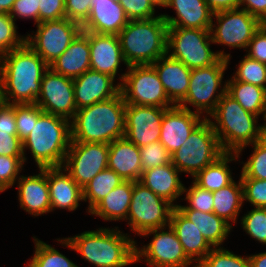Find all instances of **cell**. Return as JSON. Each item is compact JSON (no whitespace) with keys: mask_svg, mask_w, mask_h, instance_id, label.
Returning a JSON list of instances; mask_svg holds the SVG:
<instances>
[{"mask_svg":"<svg viewBox=\"0 0 266 267\" xmlns=\"http://www.w3.org/2000/svg\"><path fill=\"white\" fill-rule=\"evenodd\" d=\"M228 64L227 59L220 58L210 66L191 69L188 92L178 105L187 110H191L187 104L192 105L196 108L195 113L207 119L216 109L221 97L226 93L227 82L222 80ZM203 113H206V115Z\"/></svg>","mask_w":266,"mask_h":267,"instance_id":"ba28073f","label":"cell"},{"mask_svg":"<svg viewBox=\"0 0 266 267\" xmlns=\"http://www.w3.org/2000/svg\"><path fill=\"white\" fill-rule=\"evenodd\" d=\"M15 0H0V14H10Z\"/></svg>","mask_w":266,"mask_h":267,"instance_id":"680465c9","label":"cell"},{"mask_svg":"<svg viewBox=\"0 0 266 267\" xmlns=\"http://www.w3.org/2000/svg\"><path fill=\"white\" fill-rule=\"evenodd\" d=\"M14 21L21 19H34V25L39 23V0H15L9 14Z\"/></svg>","mask_w":266,"mask_h":267,"instance_id":"f907efd6","label":"cell"},{"mask_svg":"<svg viewBox=\"0 0 266 267\" xmlns=\"http://www.w3.org/2000/svg\"><path fill=\"white\" fill-rule=\"evenodd\" d=\"M216 19L210 28L212 42L229 48H248L255 32L262 26V22L247 11L237 8L213 13Z\"/></svg>","mask_w":266,"mask_h":267,"instance_id":"5bb4252c","label":"cell"},{"mask_svg":"<svg viewBox=\"0 0 266 267\" xmlns=\"http://www.w3.org/2000/svg\"><path fill=\"white\" fill-rule=\"evenodd\" d=\"M236 153L225 152L216 161L206 166L203 170L198 172L192 179L199 187L208 191H216L220 188L226 187L234 180L232 177V170H230L229 162L239 161Z\"/></svg>","mask_w":266,"mask_h":267,"instance_id":"1f68e13d","label":"cell"},{"mask_svg":"<svg viewBox=\"0 0 266 267\" xmlns=\"http://www.w3.org/2000/svg\"><path fill=\"white\" fill-rule=\"evenodd\" d=\"M204 119L205 117L179 105L167 108L161 121L160 143L173 154Z\"/></svg>","mask_w":266,"mask_h":267,"instance_id":"ac0fdd59","label":"cell"},{"mask_svg":"<svg viewBox=\"0 0 266 267\" xmlns=\"http://www.w3.org/2000/svg\"><path fill=\"white\" fill-rule=\"evenodd\" d=\"M39 171L36 175H20L16 181L20 208L35 217L51 212L47 168Z\"/></svg>","mask_w":266,"mask_h":267,"instance_id":"44dd1931","label":"cell"},{"mask_svg":"<svg viewBox=\"0 0 266 267\" xmlns=\"http://www.w3.org/2000/svg\"><path fill=\"white\" fill-rule=\"evenodd\" d=\"M15 120V104L5 103L0 107V130L17 132Z\"/></svg>","mask_w":266,"mask_h":267,"instance_id":"11a10c76","label":"cell"},{"mask_svg":"<svg viewBox=\"0 0 266 267\" xmlns=\"http://www.w3.org/2000/svg\"><path fill=\"white\" fill-rule=\"evenodd\" d=\"M174 208L140 181H135L126 220L131 231L141 236L146 231L169 225Z\"/></svg>","mask_w":266,"mask_h":267,"instance_id":"8fae6325","label":"cell"},{"mask_svg":"<svg viewBox=\"0 0 266 267\" xmlns=\"http://www.w3.org/2000/svg\"><path fill=\"white\" fill-rule=\"evenodd\" d=\"M224 153L209 119L205 118L182 146L171 154V163L181 173L194 177Z\"/></svg>","mask_w":266,"mask_h":267,"instance_id":"9c48e42d","label":"cell"},{"mask_svg":"<svg viewBox=\"0 0 266 267\" xmlns=\"http://www.w3.org/2000/svg\"><path fill=\"white\" fill-rule=\"evenodd\" d=\"M90 69L105 73L116 79L119 67L126 61L123 57L118 35L89 32Z\"/></svg>","mask_w":266,"mask_h":267,"instance_id":"ffe728a7","label":"cell"},{"mask_svg":"<svg viewBox=\"0 0 266 267\" xmlns=\"http://www.w3.org/2000/svg\"><path fill=\"white\" fill-rule=\"evenodd\" d=\"M23 165L24 157L0 156V193L15 185Z\"/></svg>","mask_w":266,"mask_h":267,"instance_id":"ee69618b","label":"cell"},{"mask_svg":"<svg viewBox=\"0 0 266 267\" xmlns=\"http://www.w3.org/2000/svg\"><path fill=\"white\" fill-rule=\"evenodd\" d=\"M240 221L241 227L251 238L266 245V208L254 207Z\"/></svg>","mask_w":266,"mask_h":267,"instance_id":"f35d334b","label":"cell"},{"mask_svg":"<svg viewBox=\"0 0 266 267\" xmlns=\"http://www.w3.org/2000/svg\"><path fill=\"white\" fill-rule=\"evenodd\" d=\"M58 74L76 78L90 69L89 32L81 31L69 47L50 65Z\"/></svg>","mask_w":266,"mask_h":267,"instance_id":"484cf974","label":"cell"},{"mask_svg":"<svg viewBox=\"0 0 266 267\" xmlns=\"http://www.w3.org/2000/svg\"><path fill=\"white\" fill-rule=\"evenodd\" d=\"M153 1L157 4L158 7L160 6L163 7L168 0H153Z\"/></svg>","mask_w":266,"mask_h":267,"instance_id":"6125c7cd","label":"cell"},{"mask_svg":"<svg viewBox=\"0 0 266 267\" xmlns=\"http://www.w3.org/2000/svg\"><path fill=\"white\" fill-rule=\"evenodd\" d=\"M151 65L155 68L169 100L178 105L188 92L191 69L168 54Z\"/></svg>","mask_w":266,"mask_h":267,"instance_id":"d4e9b609","label":"cell"},{"mask_svg":"<svg viewBox=\"0 0 266 267\" xmlns=\"http://www.w3.org/2000/svg\"><path fill=\"white\" fill-rule=\"evenodd\" d=\"M166 229H168L166 231ZM153 235L149 244L135 245V262L145 259L152 267H197L187 256L171 225L146 231L141 237ZM143 257V258H142Z\"/></svg>","mask_w":266,"mask_h":267,"instance_id":"7c38bea8","label":"cell"},{"mask_svg":"<svg viewBox=\"0 0 266 267\" xmlns=\"http://www.w3.org/2000/svg\"><path fill=\"white\" fill-rule=\"evenodd\" d=\"M243 187V201L253 207L266 208V179L240 178Z\"/></svg>","mask_w":266,"mask_h":267,"instance_id":"7dc6e473","label":"cell"},{"mask_svg":"<svg viewBox=\"0 0 266 267\" xmlns=\"http://www.w3.org/2000/svg\"><path fill=\"white\" fill-rule=\"evenodd\" d=\"M123 7L126 17L131 20H146L157 17L153 0H117Z\"/></svg>","mask_w":266,"mask_h":267,"instance_id":"bcb514c9","label":"cell"},{"mask_svg":"<svg viewBox=\"0 0 266 267\" xmlns=\"http://www.w3.org/2000/svg\"><path fill=\"white\" fill-rule=\"evenodd\" d=\"M210 29L168 27L167 54L185 64L189 69L207 67L220 58L231 59L223 50L212 51Z\"/></svg>","mask_w":266,"mask_h":267,"instance_id":"52a82bcc","label":"cell"},{"mask_svg":"<svg viewBox=\"0 0 266 267\" xmlns=\"http://www.w3.org/2000/svg\"><path fill=\"white\" fill-rule=\"evenodd\" d=\"M123 180L114 170L101 171L83 188V201L88 202V213Z\"/></svg>","mask_w":266,"mask_h":267,"instance_id":"e575fe53","label":"cell"},{"mask_svg":"<svg viewBox=\"0 0 266 267\" xmlns=\"http://www.w3.org/2000/svg\"><path fill=\"white\" fill-rule=\"evenodd\" d=\"M239 8L266 23V0H239Z\"/></svg>","mask_w":266,"mask_h":267,"instance_id":"db71d44e","label":"cell"},{"mask_svg":"<svg viewBox=\"0 0 266 267\" xmlns=\"http://www.w3.org/2000/svg\"><path fill=\"white\" fill-rule=\"evenodd\" d=\"M35 251L26 267H79L51 245L33 236Z\"/></svg>","mask_w":266,"mask_h":267,"instance_id":"d590c367","label":"cell"},{"mask_svg":"<svg viewBox=\"0 0 266 267\" xmlns=\"http://www.w3.org/2000/svg\"><path fill=\"white\" fill-rule=\"evenodd\" d=\"M170 225L174 229L185 253L196 265L212 250L213 247L203 237L195 224L176 208L171 213Z\"/></svg>","mask_w":266,"mask_h":267,"instance_id":"f1b7e54d","label":"cell"},{"mask_svg":"<svg viewBox=\"0 0 266 267\" xmlns=\"http://www.w3.org/2000/svg\"><path fill=\"white\" fill-rule=\"evenodd\" d=\"M47 182L51 202V211L66 209L75 211L83 201V189L70 174L61 167L47 168Z\"/></svg>","mask_w":266,"mask_h":267,"instance_id":"603a6c76","label":"cell"},{"mask_svg":"<svg viewBox=\"0 0 266 267\" xmlns=\"http://www.w3.org/2000/svg\"><path fill=\"white\" fill-rule=\"evenodd\" d=\"M108 74L92 69L73 79L76 108L108 100L120 92V84Z\"/></svg>","mask_w":266,"mask_h":267,"instance_id":"d6986e66","label":"cell"},{"mask_svg":"<svg viewBox=\"0 0 266 267\" xmlns=\"http://www.w3.org/2000/svg\"><path fill=\"white\" fill-rule=\"evenodd\" d=\"M64 247L76 251L95 267H126L135 264V245L130 235L118 227L98 228L57 239Z\"/></svg>","mask_w":266,"mask_h":267,"instance_id":"7a4b0ae2","label":"cell"},{"mask_svg":"<svg viewBox=\"0 0 266 267\" xmlns=\"http://www.w3.org/2000/svg\"><path fill=\"white\" fill-rule=\"evenodd\" d=\"M43 111L36 104H15V120L17 136L25 140Z\"/></svg>","mask_w":266,"mask_h":267,"instance_id":"60d3db41","label":"cell"},{"mask_svg":"<svg viewBox=\"0 0 266 267\" xmlns=\"http://www.w3.org/2000/svg\"><path fill=\"white\" fill-rule=\"evenodd\" d=\"M128 22L117 0H91L89 17L82 25V31L118 35Z\"/></svg>","mask_w":266,"mask_h":267,"instance_id":"7402d4cb","label":"cell"},{"mask_svg":"<svg viewBox=\"0 0 266 267\" xmlns=\"http://www.w3.org/2000/svg\"><path fill=\"white\" fill-rule=\"evenodd\" d=\"M212 195L213 213L232 226V223H236L244 203L241 179L238 182L234 180L228 186L213 191Z\"/></svg>","mask_w":266,"mask_h":267,"instance_id":"836d02e7","label":"cell"},{"mask_svg":"<svg viewBox=\"0 0 266 267\" xmlns=\"http://www.w3.org/2000/svg\"><path fill=\"white\" fill-rule=\"evenodd\" d=\"M185 197L181 200L188 201L189 205L182 206L177 205L176 207H189L193 210L203 211V212H213V195L211 191L203 189L192 182L191 187L186 188L184 186L183 194Z\"/></svg>","mask_w":266,"mask_h":267,"instance_id":"f6af8a7d","label":"cell"},{"mask_svg":"<svg viewBox=\"0 0 266 267\" xmlns=\"http://www.w3.org/2000/svg\"><path fill=\"white\" fill-rule=\"evenodd\" d=\"M125 106L122 93L78 109L70 121L71 142L106 143L124 138Z\"/></svg>","mask_w":266,"mask_h":267,"instance_id":"3957f363","label":"cell"},{"mask_svg":"<svg viewBox=\"0 0 266 267\" xmlns=\"http://www.w3.org/2000/svg\"><path fill=\"white\" fill-rule=\"evenodd\" d=\"M139 149L143 171L171 163V154L160 141L149 143Z\"/></svg>","mask_w":266,"mask_h":267,"instance_id":"7bdbcfd3","label":"cell"},{"mask_svg":"<svg viewBox=\"0 0 266 267\" xmlns=\"http://www.w3.org/2000/svg\"><path fill=\"white\" fill-rule=\"evenodd\" d=\"M251 267H266V252L249 255Z\"/></svg>","mask_w":266,"mask_h":267,"instance_id":"6f0895ef","label":"cell"},{"mask_svg":"<svg viewBox=\"0 0 266 267\" xmlns=\"http://www.w3.org/2000/svg\"><path fill=\"white\" fill-rule=\"evenodd\" d=\"M24 43L25 36L18 35L14 19L9 14H0V57Z\"/></svg>","mask_w":266,"mask_h":267,"instance_id":"ab89813d","label":"cell"},{"mask_svg":"<svg viewBox=\"0 0 266 267\" xmlns=\"http://www.w3.org/2000/svg\"><path fill=\"white\" fill-rule=\"evenodd\" d=\"M140 149L125 137L109 143L108 168L125 181H140L143 169Z\"/></svg>","mask_w":266,"mask_h":267,"instance_id":"4316f807","label":"cell"},{"mask_svg":"<svg viewBox=\"0 0 266 267\" xmlns=\"http://www.w3.org/2000/svg\"><path fill=\"white\" fill-rule=\"evenodd\" d=\"M175 208L195 224L212 247H221L233 228V226L213 212L193 210L189 207Z\"/></svg>","mask_w":266,"mask_h":267,"instance_id":"4dcf8cb0","label":"cell"},{"mask_svg":"<svg viewBox=\"0 0 266 267\" xmlns=\"http://www.w3.org/2000/svg\"><path fill=\"white\" fill-rule=\"evenodd\" d=\"M168 26L161 14L131 20L118 34L127 66L151 65L167 54Z\"/></svg>","mask_w":266,"mask_h":267,"instance_id":"8992f818","label":"cell"},{"mask_svg":"<svg viewBox=\"0 0 266 267\" xmlns=\"http://www.w3.org/2000/svg\"><path fill=\"white\" fill-rule=\"evenodd\" d=\"M6 103L5 95H4V87H3V81L0 77V107H2Z\"/></svg>","mask_w":266,"mask_h":267,"instance_id":"94428289","label":"cell"},{"mask_svg":"<svg viewBox=\"0 0 266 267\" xmlns=\"http://www.w3.org/2000/svg\"><path fill=\"white\" fill-rule=\"evenodd\" d=\"M246 53L249 58L266 65V23H263L255 32L249 42Z\"/></svg>","mask_w":266,"mask_h":267,"instance_id":"c3c4849f","label":"cell"},{"mask_svg":"<svg viewBox=\"0 0 266 267\" xmlns=\"http://www.w3.org/2000/svg\"><path fill=\"white\" fill-rule=\"evenodd\" d=\"M213 13L239 8V0H206Z\"/></svg>","mask_w":266,"mask_h":267,"instance_id":"9f6ffc18","label":"cell"},{"mask_svg":"<svg viewBox=\"0 0 266 267\" xmlns=\"http://www.w3.org/2000/svg\"><path fill=\"white\" fill-rule=\"evenodd\" d=\"M35 104L43 112L71 121L77 111L73 79L48 68L42 77L40 93Z\"/></svg>","mask_w":266,"mask_h":267,"instance_id":"2e32d148","label":"cell"},{"mask_svg":"<svg viewBox=\"0 0 266 267\" xmlns=\"http://www.w3.org/2000/svg\"><path fill=\"white\" fill-rule=\"evenodd\" d=\"M49 65L25 42L0 57L6 103L35 104Z\"/></svg>","mask_w":266,"mask_h":267,"instance_id":"6da1fadb","label":"cell"},{"mask_svg":"<svg viewBox=\"0 0 266 267\" xmlns=\"http://www.w3.org/2000/svg\"><path fill=\"white\" fill-rule=\"evenodd\" d=\"M91 0H65V16L81 26L87 21Z\"/></svg>","mask_w":266,"mask_h":267,"instance_id":"681fc988","label":"cell"},{"mask_svg":"<svg viewBox=\"0 0 266 267\" xmlns=\"http://www.w3.org/2000/svg\"><path fill=\"white\" fill-rule=\"evenodd\" d=\"M258 118L247 112L227 93L221 97L216 109L208 117L223 151L238 156L245 147L258 141Z\"/></svg>","mask_w":266,"mask_h":267,"instance_id":"5b68a950","label":"cell"},{"mask_svg":"<svg viewBox=\"0 0 266 267\" xmlns=\"http://www.w3.org/2000/svg\"><path fill=\"white\" fill-rule=\"evenodd\" d=\"M133 192V181H124L111 190L89 214L105 221H126Z\"/></svg>","mask_w":266,"mask_h":267,"instance_id":"f546056e","label":"cell"},{"mask_svg":"<svg viewBox=\"0 0 266 267\" xmlns=\"http://www.w3.org/2000/svg\"><path fill=\"white\" fill-rule=\"evenodd\" d=\"M163 7H171L176 11V17L161 13L168 27L211 28L213 12L206 0H168Z\"/></svg>","mask_w":266,"mask_h":267,"instance_id":"cb8c5ba5","label":"cell"},{"mask_svg":"<svg viewBox=\"0 0 266 267\" xmlns=\"http://www.w3.org/2000/svg\"><path fill=\"white\" fill-rule=\"evenodd\" d=\"M63 18H66L65 0H39V23Z\"/></svg>","mask_w":266,"mask_h":267,"instance_id":"816d5d0a","label":"cell"},{"mask_svg":"<svg viewBox=\"0 0 266 267\" xmlns=\"http://www.w3.org/2000/svg\"><path fill=\"white\" fill-rule=\"evenodd\" d=\"M109 144L70 142L63 168L83 189L94 176L108 168Z\"/></svg>","mask_w":266,"mask_h":267,"instance_id":"9a60e30c","label":"cell"},{"mask_svg":"<svg viewBox=\"0 0 266 267\" xmlns=\"http://www.w3.org/2000/svg\"><path fill=\"white\" fill-rule=\"evenodd\" d=\"M0 156L23 157L22 141L17 132L0 130Z\"/></svg>","mask_w":266,"mask_h":267,"instance_id":"f5cc1de1","label":"cell"},{"mask_svg":"<svg viewBox=\"0 0 266 267\" xmlns=\"http://www.w3.org/2000/svg\"><path fill=\"white\" fill-rule=\"evenodd\" d=\"M265 121L262 125H259V139L258 142L266 147V119L263 118Z\"/></svg>","mask_w":266,"mask_h":267,"instance_id":"91938a15","label":"cell"},{"mask_svg":"<svg viewBox=\"0 0 266 267\" xmlns=\"http://www.w3.org/2000/svg\"><path fill=\"white\" fill-rule=\"evenodd\" d=\"M226 93L236 100L247 112L256 116L266 114V89L250 83L236 81L232 77L226 81Z\"/></svg>","mask_w":266,"mask_h":267,"instance_id":"d6a6232c","label":"cell"},{"mask_svg":"<svg viewBox=\"0 0 266 267\" xmlns=\"http://www.w3.org/2000/svg\"><path fill=\"white\" fill-rule=\"evenodd\" d=\"M166 109L126 104L124 137L137 147L159 141L161 121Z\"/></svg>","mask_w":266,"mask_h":267,"instance_id":"e0dca14e","label":"cell"},{"mask_svg":"<svg viewBox=\"0 0 266 267\" xmlns=\"http://www.w3.org/2000/svg\"><path fill=\"white\" fill-rule=\"evenodd\" d=\"M71 142L70 121L42 112L32 132L22 141L24 163L26 150H30L39 169L61 167Z\"/></svg>","mask_w":266,"mask_h":267,"instance_id":"277c9868","label":"cell"},{"mask_svg":"<svg viewBox=\"0 0 266 267\" xmlns=\"http://www.w3.org/2000/svg\"><path fill=\"white\" fill-rule=\"evenodd\" d=\"M125 72L121 73L118 79L120 92L126 104L161 108L174 106L152 65L129 66Z\"/></svg>","mask_w":266,"mask_h":267,"instance_id":"30bf717a","label":"cell"},{"mask_svg":"<svg viewBox=\"0 0 266 267\" xmlns=\"http://www.w3.org/2000/svg\"><path fill=\"white\" fill-rule=\"evenodd\" d=\"M253 151L251 156L242 166L240 178L266 179V147L258 141L251 144Z\"/></svg>","mask_w":266,"mask_h":267,"instance_id":"b9f144b4","label":"cell"},{"mask_svg":"<svg viewBox=\"0 0 266 267\" xmlns=\"http://www.w3.org/2000/svg\"><path fill=\"white\" fill-rule=\"evenodd\" d=\"M36 32L25 35V42L48 64L55 61L82 31V26L68 18L36 24ZM35 33V34H34Z\"/></svg>","mask_w":266,"mask_h":267,"instance_id":"4fadbf2b","label":"cell"},{"mask_svg":"<svg viewBox=\"0 0 266 267\" xmlns=\"http://www.w3.org/2000/svg\"><path fill=\"white\" fill-rule=\"evenodd\" d=\"M197 267H251L248 256L234 254L225 247H213Z\"/></svg>","mask_w":266,"mask_h":267,"instance_id":"8d00e7d4","label":"cell"},{"mask_svg":"<svg viewBox=\"0 0 266 267\" xmlns=\"http://www.w3.org/2000/svg\"><path fill=\"white\" fill-rule=\"evenodd\" d=\"M179 173L181 174L172 163H169L143 171L140 182L176 207L178 204L174 202L183 195L184 189Z\"/></svg>","mask_w":266,"mask_h":267,"instance_id":"83f0119b","label":"cell"},{"mask_svg":"<svg viewBox=\"0 0 266 267\" xmlns=\"http://www.w3.org/2000/svg\"><path fill=\"white\" fill-rule=\"evenodd\" d=\"M236 66H238L237 71L232 76L234 80L250 83L266 89L265 64L244 55V58Z\"/></svg>","mask_w":266,"mask_h":267,"instance_id":"74e56055","label":"cell"}]
</instances>
